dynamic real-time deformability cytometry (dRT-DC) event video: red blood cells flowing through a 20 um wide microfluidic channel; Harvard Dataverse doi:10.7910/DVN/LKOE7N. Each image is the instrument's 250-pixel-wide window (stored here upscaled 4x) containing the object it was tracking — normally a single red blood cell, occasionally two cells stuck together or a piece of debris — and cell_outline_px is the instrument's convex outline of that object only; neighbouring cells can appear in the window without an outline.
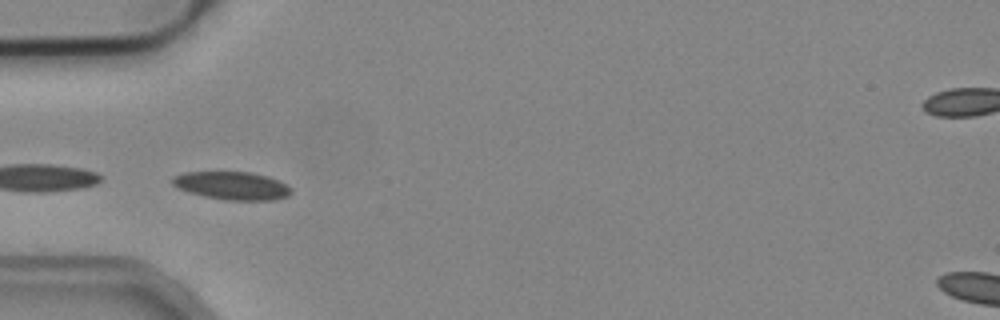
{"species": "common noctule bat (a hibernating species)", "species_latin": "Nyctalus noctula", "temperature_condition": "cold", "stored_images_in_passage": 7, "camera_frame_rate_fps": 3000, "um_per_image_px": 0.085, "animal": {"sex": "male", "body_mass_g": 19.2, "forearm_length_mm": 51.8}, "frame": {"image": 1, "passage_image": 2, "time_ms": 0.333, "image_size_px": [1000, 320], "cell_outline_px": [[292, 192], [288, 196], [272, 200], [228, 200], [204, 196], [188, 192], [176, 188], [172, 184], [172, 176], [184, 172], [252, 172], [268, 176], [280, 180], [292, 188]], "centroid_in_image_um": [19.73, 15.77], "position_along_channel_um": 65.3, "area_um2": 19.59}}